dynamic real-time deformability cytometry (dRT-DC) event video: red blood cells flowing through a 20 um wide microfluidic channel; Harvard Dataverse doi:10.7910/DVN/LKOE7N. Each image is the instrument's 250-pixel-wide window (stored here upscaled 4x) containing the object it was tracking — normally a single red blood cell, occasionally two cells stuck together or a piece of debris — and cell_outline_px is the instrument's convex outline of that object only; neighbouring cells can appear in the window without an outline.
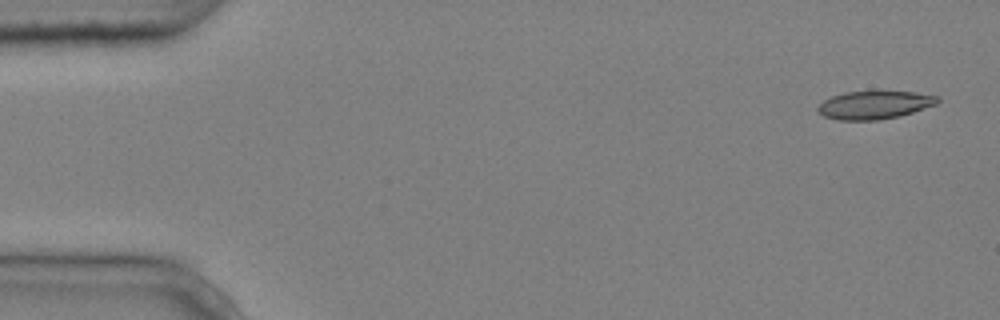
{"species": "common noctule bat (a hibernating species)", "species_latin": "Nyctalus noctula", "temperature_condition": "cold", "stored_images_in_passage": 9, "camera_frame_rate_fps": 3000, "um_per_image_px": 0.085, "animal": {"sex": "male", "body_mass_g": 20.4}, "frame": {"image": 1, "passage_image": 1, "time_ms": 0.0, "image_size_px": [1000, 320], "cell_outline_px": [[940, 100], [936, 104], [900, 116], [880, 120], [836, 120], [824, 116], [816, 112], [816, 108], [824, 100], [832, 96], [844, 92], [916, 92], [940, 96]], "centroid_in_image_um": [74.31, 8.93], "position_along_channel_um": 10.7, "area_um2": 19.59}}
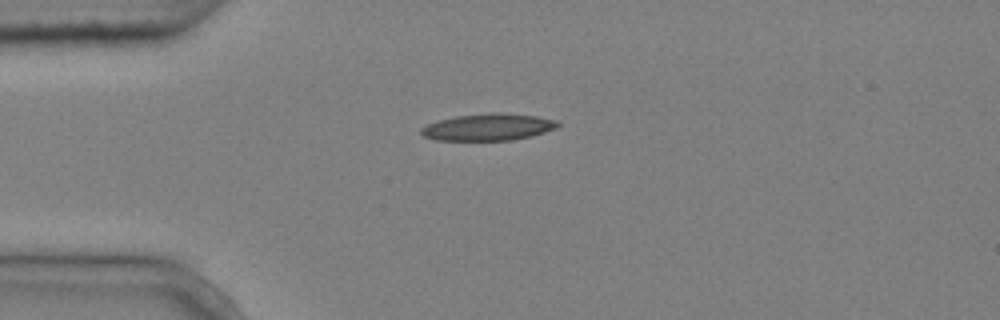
{"frame": {"image": 2, "passage_image": 4, "time_ms": 1.0, "image_size_px": [1000, 320], "cell_outline_px": [[560, 124], [556, 128], [532, 136], [512, 140], [436, 140], [424, 136], [420, 132], [420, 128], [428, 124], [440, 120], [456, 116], [492, 112], [500, 112], [536, 116], [556, 120]], "centroid_in_image_um": [41.51, 10.8], "position_along_channel_um": 43.5, "area_um2": 21.33}}
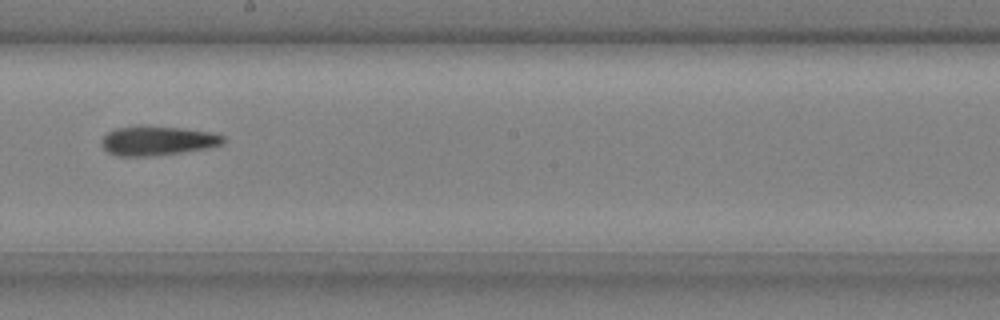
{"frame": {"image": 3, "passage_image": 9, "time_ms": 2.667, "image_size_px": [1000, 320], "cell_outline_px": [[224, 144], [208, 148], [152, 156], [116, 156], [108, 152], [100, 144], [100, 140], [108, 132], [116, 128], [140, 124], [180, 128], [212, 132], [224, 136]], "centroid_in_image_um": [13.35, 11.94], "position_along_channel_um": 234.8, "area_um2": 21.1}}